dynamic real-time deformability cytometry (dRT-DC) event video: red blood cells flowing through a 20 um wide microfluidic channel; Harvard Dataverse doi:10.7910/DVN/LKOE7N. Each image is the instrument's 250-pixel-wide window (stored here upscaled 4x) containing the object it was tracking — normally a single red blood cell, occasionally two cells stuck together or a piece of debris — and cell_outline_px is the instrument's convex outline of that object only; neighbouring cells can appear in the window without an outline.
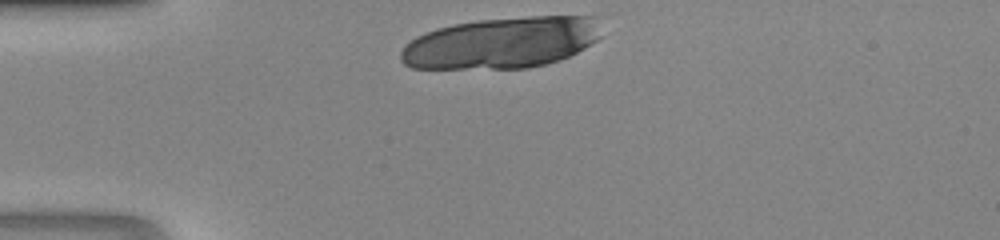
{"species": "human", "species_latin": "Homo sapiens", "temperature_condition": "room temperature", "stored_images_in_passage": 7, "camera_frame_rate_fps": 3000, "um_per_image_px": 0.085, "donor": {"sex": "male"}, "frame": {"image": 1, "passage_image": 1, "time_ms": 0.0, "image_size_px": [1000, 240], "cell_outline_px": [[600, 36], [596, 40], [584, 48], [560, 60], [528, 68], [412, 68], [404, 64], [400, 60], [400, 52], [416, 36], [436, 28], [452, 24], [476, 20], [528, 16], [600, 16]], "centroid_in_image_um": [42.66, 3.62], "position_along_channel_um": 42.3, "area_um2": 60.05}}